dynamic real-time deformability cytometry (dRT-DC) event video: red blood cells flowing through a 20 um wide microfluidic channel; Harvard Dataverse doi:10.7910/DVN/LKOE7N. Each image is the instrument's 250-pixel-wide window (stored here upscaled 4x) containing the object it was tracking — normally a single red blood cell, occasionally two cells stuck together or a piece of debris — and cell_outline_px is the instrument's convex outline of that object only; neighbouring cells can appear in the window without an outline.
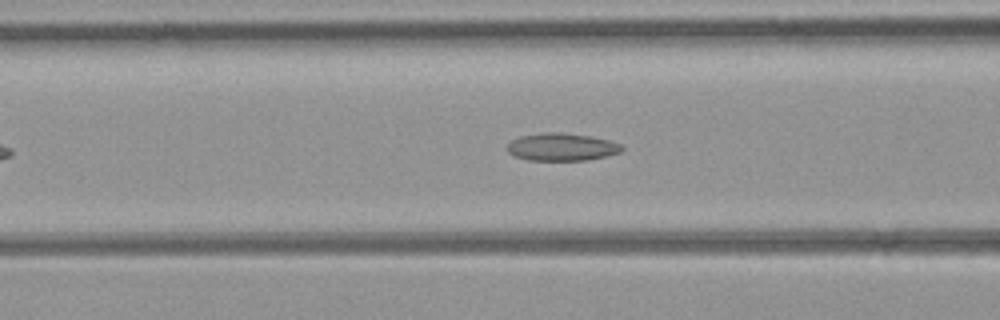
{"species": "common noctule bat (a hibernating species)", "species_latin": "Nyctalus noctula", "temperature_condition": "room temperature", "stored_images_in_passage": 27, "camera_frame_rate_fps": 3000, "um_per_image_px": 0.085, "animal": {"sex": "female", "body_mass_g": 21.9}, "frame": {"image": 1, "passage_image": 6, "time_ms": 1.667, "image_size_px": [1000, 320], "cell_outline_px": [[624, 148], [620, 152], [588, 160], [528, 160], [516, 156], [508, 152], [508, 144], [512, 140], [520, 136], [544, 132], [560, 132], [588, 136], [608, 140], [620, 144]], "centroid_in_image_um": [47.73, 12.49], "position_along_channel_um": 118.9, "area_um2": 18.21}}
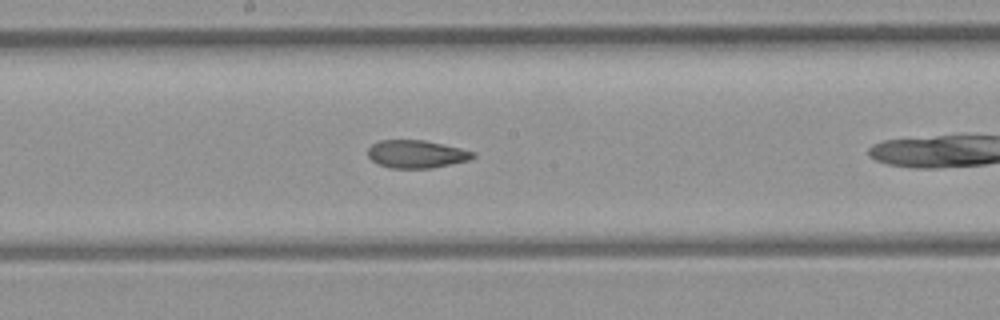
{"frame": {"image": 2, "passage_image": 13, "time_ms": 4.0, "image_size_px": [1000, 320], "cell_outline_px": [[476, 156], [468, 160], [432, 168], [388, 168], [372, 160], [368, 156], [368, 148], [372, 144], [380, 140], [424, 140], [460, 148], [476, 152]], "centroid_in_image_um": [35.39, 13.09], "position_along_channel_um": 212.8, "area_um2": 16.99}}
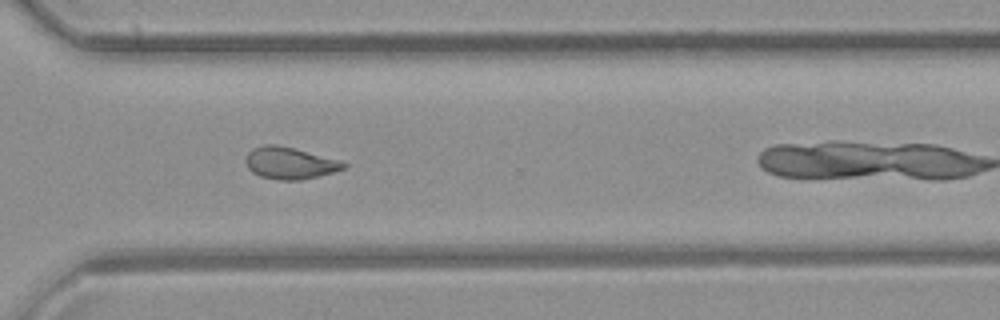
{"frame": {"image": 3, "passage_image": 23, "time_ms": 7.333, "image_size_px": [1000, 320], "cell_outline_px": [[348, 164], [344, 168], [332, 172], [300, 180], [280, 180], [260, 176], [252, 172], [248, 168], [244, 160], [248, 152], [252, 148], [264, 144], [276, 144], [340, 160]], "centroid_in_image_um": [24.58, 13.85], "position_along_channel_um": 346.0, "area_um2": 18.03}}